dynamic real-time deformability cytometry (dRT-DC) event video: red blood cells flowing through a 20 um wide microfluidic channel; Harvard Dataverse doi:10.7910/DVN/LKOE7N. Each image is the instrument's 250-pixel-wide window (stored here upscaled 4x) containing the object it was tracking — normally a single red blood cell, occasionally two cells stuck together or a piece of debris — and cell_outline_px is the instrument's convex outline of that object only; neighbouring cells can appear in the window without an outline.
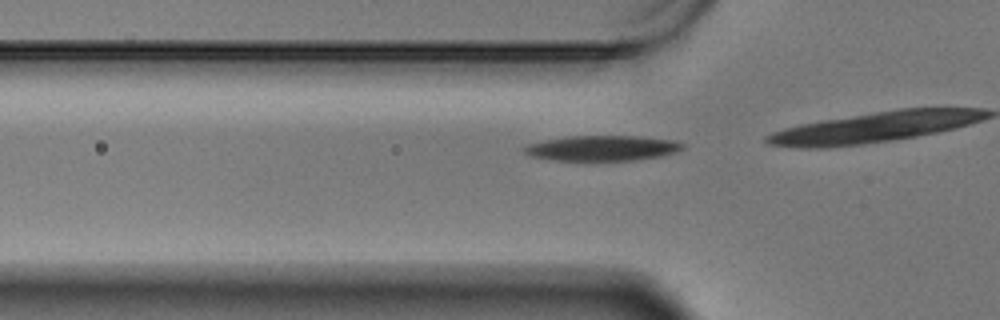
{"species": "Egyptian fruit bat (a non-hibernating species)", "species_latin": "Rousettus aegyptiacus", "temperature_condition": "warm", "stored_images_in_passage": 11, "camera_frame_rate_fps": 3000, "um_per_image_px": 0.085, "animal": {"sex": "male"}, "frame": {"image": 1, "passage_image": 5, "time_ms": 1.333, "image_size_px": [1000, 320], "cell_outline_px": [[684, 148], [676, 152], [664, 156], [636, 160], [552, 160], [528, 156], [520, 148], [528, 144], [568, 136], [640, 136], [676, 140], [684, 144]], "centroid_in_image_um": [51.22, 12.59], "position_along_channel_um": 74.6, "area_um2": 23.52}}